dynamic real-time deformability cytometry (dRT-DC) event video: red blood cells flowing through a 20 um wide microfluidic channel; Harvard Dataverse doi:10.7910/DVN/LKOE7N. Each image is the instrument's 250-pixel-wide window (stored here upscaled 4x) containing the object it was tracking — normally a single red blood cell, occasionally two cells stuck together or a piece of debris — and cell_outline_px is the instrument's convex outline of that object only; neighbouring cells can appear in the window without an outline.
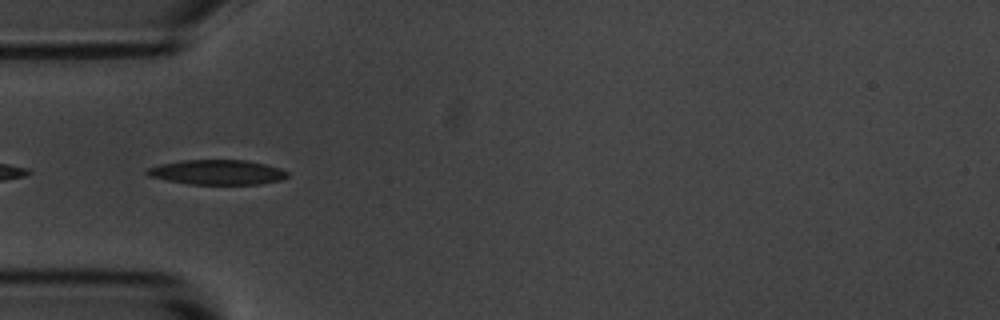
{"species": "common noctule bat (a hibernating species)", "species_latin": "Nyctalus noctula", "temperature_condition": "room temperature", "stored_images_in_passage": 7, "camera_frame_rate_fps": 3000, "um_per_image_px": 0.085, "animal": {"sex": "male", "body_mass_g": 20.1, "forearm_length_mm": 53.5}, "frame": {"image": 1, "passage_image": 4, "time_ms": 1.0, "image_size_px": [1000, 320], "cell_outline_px": [[288, 176], [280, 180], [260, 184], [188, 184], [148, 176], [144, 172], [148, 168], [160, 164], [180, 160], [248, 160], [280, 168], [288, 172]], "centroid_in_image_um": [18.45, 14.63], "position_along_channel_um": 66.5, "area_um2": 20.29}}